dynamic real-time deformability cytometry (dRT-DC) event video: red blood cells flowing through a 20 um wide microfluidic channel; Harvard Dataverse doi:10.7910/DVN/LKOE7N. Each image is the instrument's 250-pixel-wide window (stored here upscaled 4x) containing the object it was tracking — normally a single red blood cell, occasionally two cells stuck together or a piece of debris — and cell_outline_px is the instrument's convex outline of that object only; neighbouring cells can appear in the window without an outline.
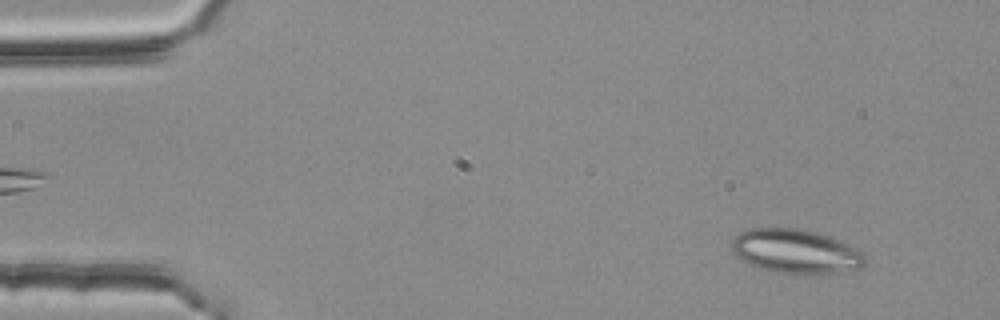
{"species": "common noctule bat (a hibernating species)", "species_latin": "Nyctalus noctula", "temperature_condition": "room temperature", "stored_images_in_passage": 50, "camera_frame_rate_fps": 3000, "um_per_image_px": 0.085, "animal": {"sex": "female", "body_mass_g": 25.1}, "frame": {"image": 1, "passage_image": 3, "time_ms": 0.667, "image_size_px": [1000, 320], "cell_outline_px": [[864, 264], [860, 268], [828, 272], [768, 272], [756, 268], [740, 260], [732, 252], [732, 240], [740, 232], [748, 228], [796, 228], [816, 232], [840, 240], [848, 244], [860, 252], [864, 256]], "centroid_in_image_um": [67.53, 21.34], "position_along_channel_um": 17.5, "area_um2": 33.76}}
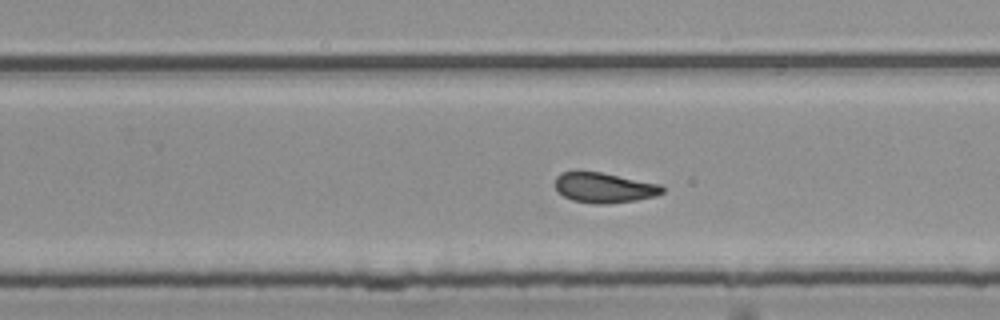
{"frame": {"image": 2, "passage_image": 32, "time_ms": 10.333, "image_size_px": [1000, 320], "cell_outline_px": [[664, 192], [656, 196], [636, 200], [608, 204], [596, 204], [572, 200], [564, 196], [556, 188], [556, 176], [560, 172], [600, 172], [660, 184], [664, 188]], "centroid_in_image_um": [51.38, 15.96], "position_along_channel_um": 278.4, "area_um2": 18.67}}
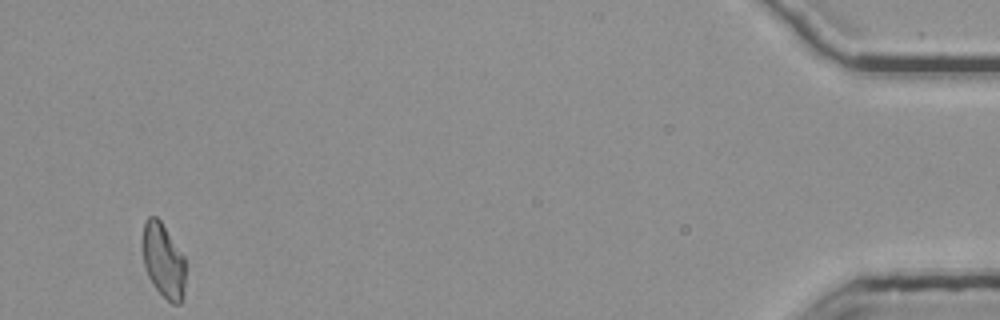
{"frame": {"image": 3, "passage_image": 50, "time_ms": 16.333, "image_size_px": [1000, 320], "cell_outline_px": [[184, 288], [180, 304], [172, 304], [156, 288], [148, 276], [144, 264], [140, 240], [144, 220], [148, 216], [156, 216], [160, 220], [184, 256]], "centroid_in_image_um": [13.83, 22.09], "position_along_channel_um": 421.4, "area_um2": 18.73}, "authors_computed_cell_mechanics": {"area_um2": 19.5075, "velocity_mm_per_s": 3.7681, "shape_relaxation_time_tau1_ms": null, "shape_relaxation_time_tau2_ms": 1.6568, "deformation_change_tau1": null, "deformation_change_tau2": 0.0866}}